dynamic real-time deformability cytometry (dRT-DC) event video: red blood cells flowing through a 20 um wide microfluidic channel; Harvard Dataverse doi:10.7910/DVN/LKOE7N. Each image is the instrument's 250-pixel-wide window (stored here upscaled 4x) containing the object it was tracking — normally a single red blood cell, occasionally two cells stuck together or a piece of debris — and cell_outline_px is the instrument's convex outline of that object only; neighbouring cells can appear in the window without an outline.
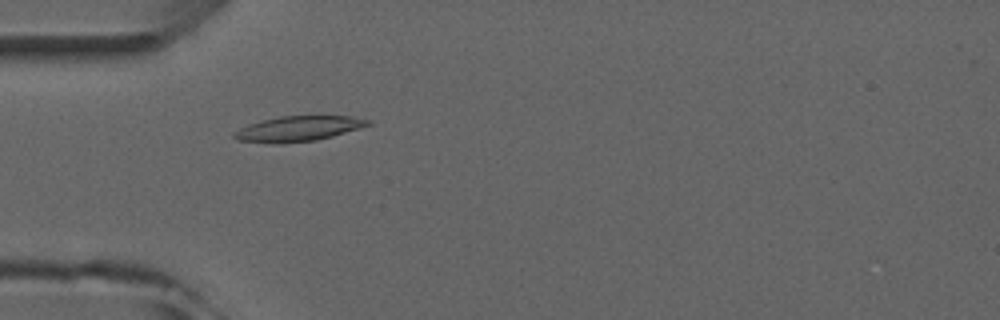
{"species": "common noctule bat (a hibernating species)", "species_latin": "Nyctalus noctula", "temperature_condition": "room temperature", "stored_images_in_passage": 5, "camera_frame_rate_fps": 3000, "um_per_image_px": 0.085, "animal": {"sex": "male", "forearm_length_mm": 52.5}, "frame": {"image": 1, "passage_image": 3, "time_ms": 2.0, "image_size_px": [1000, 320], "cell_outline_px": [[372, 124], [360, 128], [332, 136], [316, 140], [240, 140], [232, 136], [232, 132], [248, 124], [280, 116], [352, 116], [372, 120]], "centroid_in_image_um": [25.48, 10.87], "position_along_channel_um": 59.5, "area_um2": 18.5}}
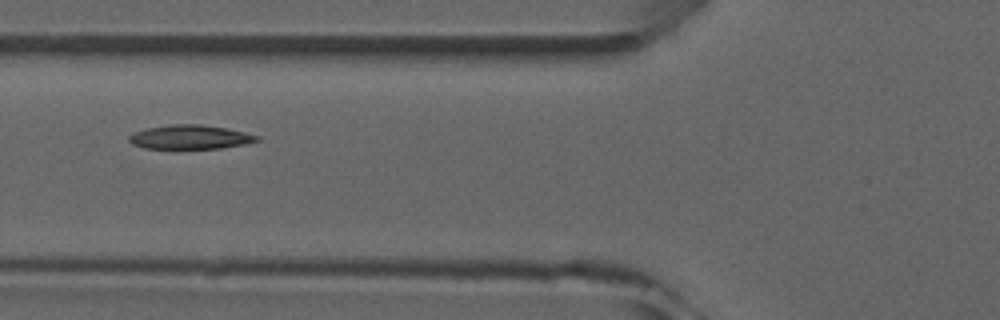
{"frame": {"image": 2, "passage_image": 4, "time_ms": 3.333, "image_size_px": [1000, 320], "cell_outline_px": [[260, 140], [244, 144], [220, 148], [144, 148], [132, 144], [128, 140], [128, 136], [136, 132], [148, 128], [172, 124], [200, 124], [228, 128], [260, 136]], "centroid_in_image_um": [16.18, 11.64], "position_along_channel_um": 109.6, "area_um2": 17.8}}
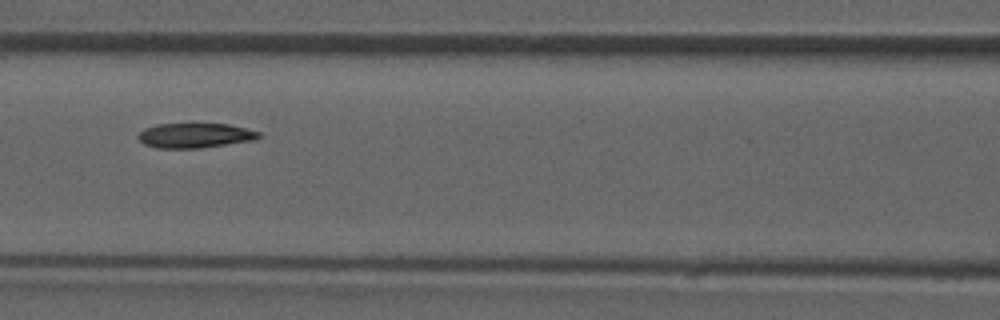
{"frame": {"image": 3, "passage_image": 5, "time_ms": 4.333, "image_size_px": [1000, 320], "cell_outline_px": [[264, 136], [256, 140], [200, 148], [156, 148], [144, 144], [136, 136], [144, 128], [156, 124], [192, 120], [228, 124], [260, 132]], "centroid_in_image_um": [16.57, 11.46], "position_along_channel_um": 150.0, "area_um2": 18.55}}